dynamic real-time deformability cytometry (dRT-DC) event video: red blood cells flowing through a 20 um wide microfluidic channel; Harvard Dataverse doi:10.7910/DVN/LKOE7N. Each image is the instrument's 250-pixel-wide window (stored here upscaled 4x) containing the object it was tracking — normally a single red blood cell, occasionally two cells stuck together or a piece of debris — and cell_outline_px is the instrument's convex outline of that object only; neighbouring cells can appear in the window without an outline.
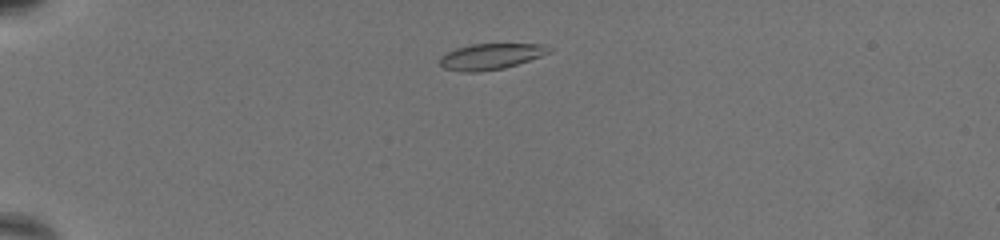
{"species": "common noctule bat (a hibernating species)", "species_latin": "Nyctalus noctula", "temperature_condition": "warm", "stored_images_in_passage": 56, "camera_frame_rate_fps": 3000, "um_per_image_px": 0.085, "animal": {"sex": "female", "body_mass_g": 19.5, "forearm_length_mm": 54.1}, "frame": {"image": 1, "passage_image": 8, "time_ms": 2.333, "image_size_px": [1000, 240], "cell_outline_px": [[552, 52], [504, 68], [480, 72], [464, 72], [444, 68], [440, 64], [440, 56], [456, 48], [472, 44], [548, 44], [552, 48]], "centroid_in_image_um": [41.73, 4.79], "position_along_channel_um": 43.3, "area_um2": 16.47}}
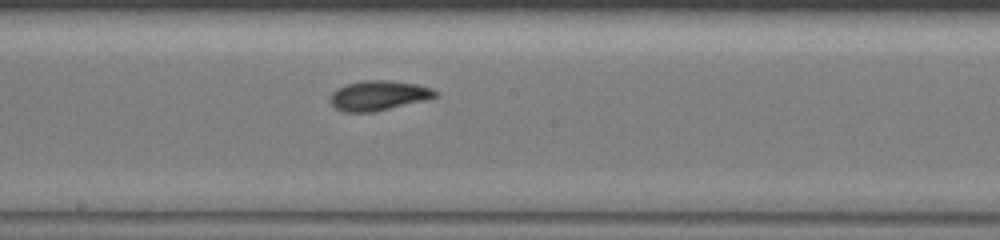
{"frame": {"image": 2, "passage_image": 29, "time_ms": 9.333, "image_size_px": [1000, 240], "cell_outline_px": [[440, 96], [376, 112], [344, 112], [336, 108], [328, 100], [332, 92], [336, 88], [348, 84], [364, 80], [392, 80], [416, 84], [432, 88], [440, 92]], "centroid_in_image_um": [32.2, 8.12], "position_along_channel_um": 216.0, "area_um2": 18.5}}
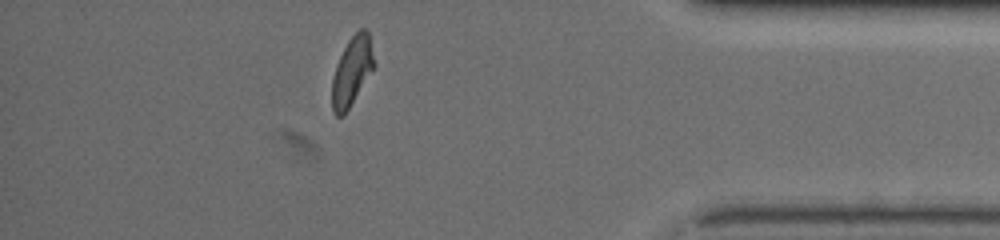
{"frame": {"image": 3, "passage_image": 49, "time_ms": 16.0, "image_size_px": [1000, 240], "cell_outline_px": [[376, 64], [344, 116], [336, 116], [332, 112], [332, 80], [336, 64], [348, 40], [360, 28], [364, 28], [368, 32]], "centroid_in_image_um": [29.91, 6.07], "position_along_channel_um": 405.3, "area_um2": 16.82}, "authors_computed_cell_mechanics": {"area_um2": 17.5712, "velocity_mm_per_s": 3.2487, "shape_relaxation_time_tau1_ms": 3.7356, "shape_relaxation_time_tau2_ms": 2.8528, "deformation_change_tau1": 0.1578, "deformation_change_tau2": 0.0687}}